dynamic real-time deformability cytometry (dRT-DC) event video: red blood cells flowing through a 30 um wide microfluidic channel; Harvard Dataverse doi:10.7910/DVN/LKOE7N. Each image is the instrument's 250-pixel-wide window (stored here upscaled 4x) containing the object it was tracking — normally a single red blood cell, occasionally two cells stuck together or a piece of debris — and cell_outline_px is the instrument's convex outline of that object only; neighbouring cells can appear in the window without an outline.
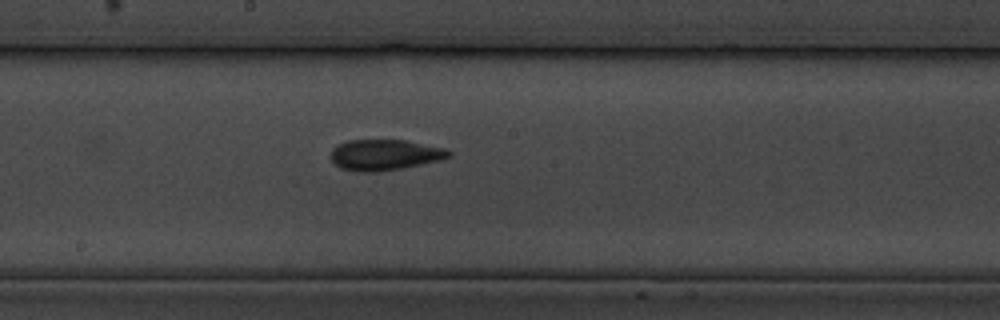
{"species": "common noctule bat (a hibernating species)", "species_latin": "Nyctalus noctula", "temperature_condition": "cold", "stored_images_in_passage": 8, "camera_frame_rate_fps": 3000, "um_per_image_px": 0.085, "animal": {"sex": "male", "body_mass_g": 19.5, "forearm_length_mm": 54.6}, "frame": {"image": 1, "passage_image": 8, "time_ms": 9.0, "image_size_px": [1000, 320], "cell_outline_px": [[452, 156], [440, 160], [404, 168], [376, 172], [360, 172], [340, 168], [332, 160], [332, 148], [336, 144], [348, 140], [404, 140], [444, 148], [452, 152]], "centroid_in_image_um": [32.7, 13.16], "position_along_channel_um": 215.5, "area_um2": 21.21}}